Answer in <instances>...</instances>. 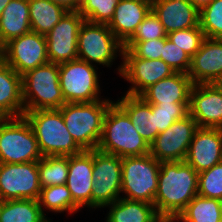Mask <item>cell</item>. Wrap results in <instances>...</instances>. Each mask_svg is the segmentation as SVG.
<instances>
[{
	"mask_svg": "<svg viewBox=\"0 0 222 222\" xmlns=\"http://www.w3.org/2000/svg\"><path fill=\"white\" fill-rule=\"evenodd\" d=\"M198 172L185 161L161 162L154 207L160 217L177 218L198 195Z\"/></svg>",
	"mask_w": 222,
	"mask_h": 222,
	"instance_id": "6da1fadb",
	"label": "cell"
},
{
	"mask_svg": "<svg viewBox=\"0 0 222 222\" xmlns=\"http://www.w3.org/2000/svg\"><path fill=\"white\" fill-rule=\"evenodd\" d=\"M97 149L120 158L150 153L148 142L135 130L128 114L115 101L105 114Z\"/></svg>",
	"mask_w": 222,
	"mask_h": 222,
	"instance_id": "7a4b0ae2",
	"label": "cell"
},
{
	"mask_svg": "<svg viewBox=\"0 0 222 222\" xmlns=\"http://www.w3.org/2000/svg\"><path fill=\"white\" fill-rule=\"evenodd\" d=\"M112 100H96L83 103H65L59 110L69 133L82 150L97 149L103 121Z\"/></svg>",
	"mask_w": 222,
	"mask_h": 222,
	"instance_id": "3957f363",
	"label": "cell"
},
{
	"mask_svg": "<svg viewBox=\"0 0 222 222\" xmlns=\"http://www.w3.org/2000/svg\"><path fill=\"white\" fill-rule=\"evenodd\" d=\"M31 125L42 156H71L83 150L76 144L65 126L59 109L24 112Z\"/></svg>",
	"mask_w": 222,
	"mask_h": 222,
	"instance_id": "277c9868",
	"label": "cell"
},
{
	"mask_svg": "<svg viewBox=\"0 0 222 222\" xmlns=\"http://www.w3.org/2000/svg\"><path fill=\"white\" fill-rule=\"evenodd\" d=\"M24 112L40 109H59L64 104L59 64L48 62L22 75Z\"/></svg>",
	"mask_w": 222,
	"mask_h": 222,
	"instance_id": "5b68a950",
	"label": "cell"
},
{
	"mask_svg": "<svg viewBox=\"0 0 222 222\" xmlns=\"http://www.w3.org/2000/svg\"><path fill=\"white\" fill-rule=\"evenodd\" d=\"M33 129L24 116L0 122V163H26L42 158Z\"/></svg>",
	"mask_w": 222,
	"mask_h": 222,
	"instance_id": "8992f818",
	"label": "cell"
},
{
	"mask_svg": "<svg viewBox=\"0 0 222 222\" xmlns=\"http://www.w3.org/2000/svg\"><path fill=\"white\" fill-rule=\"evenodd\" d=\"M160 161L150 153L122 158L121 193L129 200L154 204L158 188Z\"/></svg>",
	"mask_w": 222,
	"mask_h": 222,
	"instance_id": "52a82bcc",
	"label": "cell"
},
{
	"mask_svg": "<svg viewBox=\"0 0 222 222\" xmlns=\"http://www.w3.org/2000/svg\"><path fill=\"white\" fill-rule=\"evenodd\" d=\"M124 45L112 33L107 24L84 21L78 34V59L89 64L111 67ZM119 53V54H118ZM118 54V55H117Z\"/></svg>",
	"mask_w": 222,
	"mask_h": 222,
	"instance_id": "ba28073f",
	"label": "cell"
},
{
	"mask_svg": "<svg viewBox=\"0 0 222 222\" xmlns=\"http://www.w3.org/2000/svg\"><path fill=\"white\" fill-rule=\"evenodd\" d=\"M95 65L80 59L59 64V83L65 103L93 102L101 99L99 75Z\"/></svg>",
	"mask_w": 222,
	"mask_h": 222,
	"instance_id": "9c48e42d",
	"label": "cell"
},
{
	"mask_svg": "<svg viewBox=\"0 0 222 222\" xmlns=\"http://www.w3.org/2000/svg\"><path fill=\"white\" fill-rule=\"evenodd\" d=\"M122 158L93 150L94 184L91 208H103L121 198Z\"/></svg>",
	"mask_w": 222,
	"mask_h": 222,
	"instance_id": "30bf717a",
	"label": "cell"
},
{
	"mask_svg": "<svg viewBox=\"0 0 222 222\" xmlns=\"http://www.w3.org/2000/svg\"><path fill=\"white\" fill-rule=\"evenodd\" d=\"M40 193L38 161L0 163V201L38 200Z\"/></svg>",
	"mask_w": 222,
	"mask_h": 222,
	"instance_id": "8fae6325",
	"label": "cell"
},
{
	"mask_svg": "<svg viewBox=\"0 0 222 222\" xmlns=\"http://www.w3.org/2000/svg\"><path fill=\"white\" fill-rule=\"evenodd\" d=\"M2 60L20 76L49 62L44 35L30 31L1 47Z\"/></svg>",
	"mask_w": 222,
	"mask_h": 222,
	"instance_id": "7c38bea8",
	"label": "cell"
},
{
	"mask_svg": "<svg viewBox=\"0 0 222 222\" xmlns=\"http://www.w3.org/2000/svg\"><path fill=\"white\" fill-rule=\"evenodd\" d=\"M199 128L188 114L159 133L150 144V154L160 162L185 161L190 143Z\"/></svg>",
	"mask_w": 222,
	"mask_h": 222,
	"instance_id": "4fadbf2b",
	"label": "cell"
},
{
	"mask_svg": "<svg viewBox=\"0 0 222 222\" xmlns=\"http://www.w3.org/2000/svg\"><path fill=\"white\" fill-rule=\"evenodd\" d=\"M121 59L117 70L121 78L132 84L126 92L128 95L139 96L149 86L175 73L163 60L138 58L129 49H123Z\"/></svg>",
	"mask_w": 222,
	"mask_h": 222,
	"instance_id": "5bb4252c",
	"label": "cell"
},
{
	"mask_svg": "<svg viewBox=\"0 0 222 222\" xmlns=\"http://www.w3.org/2000/svg\"><path fill=\"white\" fill-rule=\"evenodd\" d=\"M85 18L79 13L66 12L45 36L47 55L51 63H64L78 59V34Z\"/></svg>",
	"mask_w": 222,
	"mask_h": 222,
	"instance_id": "9a60e30c",
	"label": "cell"
},
{
	"mask_svg": "<svg viewBox=\"0 0 222 222\" xmlns=\"http://www.w3.org/2000/svg\"><path fill=\"white\" fill-rule=\"evenodd\" d=\"M189 114L199 127L222 128V92L214 84H193Z\"/></svg>",
	"mask_w": 222,
	"mask_h": 222,
	"instance_id": "2e32d148",
	"label": "cell"
},
{
	"mask_svg": "<svg viewBox=\"0 0 222 222\" xmlns=\"http://www.w3.org/2000/svg\"><path fill=\"white\" fill-rule=\"evenodd\" d=\"M185 162L198 173L222 162V128L199 127L192 138Z\"/></svg>",
	"mask_w": 222,
	"mask_h": 222,
	"instance_id": "e0dca14e",
	"label": "cell"
},
{
	"mask_svg": "<svg viewBox=\"0 0 222 222\" xmlns=\"http://www.w3.org/2000/svg\"><path fill=\"white\" fill-rule=\"evenodd\" d=\"M93 182V150H83L69 156L66 186L71 192L73 202L80 209L83 206L91 208Z\"/></svg>",
	"mask_w": 222,
	"mask_h": 222,
	"instance_id": "ac0fdd59",
	"label": "cell"
},
{
	"mask_svg": "<svg viewBox=\"0 0 222 222\" xmlns=\"http://www.w3.org/2000/svg\"><path fill=\"white\" fill-rule=\"evenodd\" d=\"M188 76L193 84H214L222 78V39L203 40L191 57Z\"/></svg>",
	"mask_w": 222,
	"mask_h": 222,
	"instance_id": "d6986e66",
	"label": "cell"
},
{
	"mask_svg": "<svg viewBox=\"0 0 222 222\" xmlns=\"http://www.w3.org/2000/svg\"><path fill=\"white\" fill-rule=\"evenodd\" d=\"M193 86L191 78L183 72H175L149 86L139 96L148 104L189 103Z\"/></svg>",
	"mask_w": 222,
	"mask_h": 222,
	"instance_id": "ffe728a7",
	"label": "cell"
},
{
	"mask_svg": "<svg viewBox=\"0 0 222 222\" xmlns=\"http://www.w3.org/2000/svg\"><path fill=\"white\" fill-rule=\"evenodd\" d=\"M151 10L167 34L199 26V11L187 0H155Z\"/></svg>",
	"mask_w": 222,
	"mask_h": 222,
	"instance_id": "44dd1931",
	"label": "cell"
},
{
	"mask_svg": "<svg viewBox=\"0 0 222 222\" xmlns=\"http://www.w3.org/2000/svg\"><path fill=\"white\" fill-rule=\"evenodd\" d=\"M149 4L132 0H119L111 21L107 24L117 39L125 45L138 26L151 11Z\"/></svg>",
	"mask_w": 222,
	"mask_h": 222,
	"instance_id": "7402d4cb",
	"label": "cell"
},
{
	"mask_svg": "<svg viewBox=\"0 0 222 222\" xmlns=\"http://www.w3.org/2000/svg\"><path fill=\"white\" fill-rule=\"evenodd\" d=\"M0 114L4 118L24 115L22 76L3 60L0 61Z\"/></svg>",
	"mask_w": 222,
	"mask_h": 222,
	"instance_id": "603a6c76",
	"label": "cell"
},
{
	"mask_svg": "<svg viewBox=\"0 0 222 222\" xmlns=\"http://www.w3.org/2000/svg\"><path fill=\"white\" fill-rule=\"evenodd\" d=\"M115 102L128 114L135 130L150 145L159 134L155 114H152V104H148L140 96L128 94Z\"/></svg>",
	"mask_w": 222,
	"mask_h": 222,
	"instance_id": "cb8c5ba5",
	"label": "cell"
},
{
	"mask_svg": "<svg viewBox=\"0 0 222 222\" xmlns=\"http://www.w3.org/2000/svg\"><path fill=\"white\" fill-rule=\"evenodd\" d=\"M30 31L28 0H11L0 16V46Z\"/></svg>",
	"mask_w": 222,
	"mask_h": 222,
	"instance_id": "d4e9b609",
	"label": "cell"
},
{
	"mask_svg": "<svg viewBox=\"0 0 222 222\" xmlns=\"http://www.w3.org/2000/svg\"><path fill=\"white\" fill-rule=\"evenodd\" d=\"M110 208L106 222H157L161 217L153 204L119 198L106 205Z\"/></svg>",
	"mask_w": 222,
	"mask_h": 222,
	"instance_id": "484cf974",
	"label": "cell"
},
{
	"mask_svg": "<svg viewBox=\"0 0 222 222\" xmlns=\"http://www.w3.org/2000/svg\"><path fill=\"white\" fill-rule=\"evenodd\" d=\"M0 222H51L43 214L38 200L0 201Z\"/></svg>",
	"mask_w": 222,
	"mask_h": 222,
	"instance_id": "4316f807",
	"label": "cell"
},
{
	"mask_svg": "<svg viewBox=\"0 0 222 222\" xmlns=\"http://www.w3.org/2000/svg\"><path fill=\"white\" fill-rule=\"evenodd\" d=\"M30 27L46 36L67 12L49 0H28Z\"/></svg>",
	"mask_w": 222,
	"mask_h": 222,
	"instance_id": "83f0119b",
	"label": "cell"
},
{
	"mask_svg": "<svg viewBox=\"0 0 222 222\" xmlns=\"http://www.w3.org/2000/svg\"><path fill=\"white\" fill-rule=\"evenodd\" d=\"M222 222V201L196 195L177 216V222Z\"/></svg>",
	"mask_w": 222,
	"mask_h": 222,
	"instance_id": "f1b7e54d",
	"label": "cell"
},
{
	"mask_svg": "<svg viewBox=\"0 0 222 222\" xmlns=\"http://www.w3.org/2000/svg\"><path fill=\"white\" fill-rule=\"evenodd\" d=\"M69 156H44L38 160L41 188L66 184Z\"/></svg>",
	"mask_w": 222,
	"mask_h": 222,
	"instance_id": "f546056e",
	"label": "cell"
},
{
	"mask_svg": "<svg viewBox=\"0 0 222 222\" xmlns=\"http://www.w3.org/2000/svg\"><path fill=\"white\" fill-rule=\"evenodd\" d=\"M38 202L45 216V209L55 213L67 211L71 214L73 212L77 213L80 209L73 202L71 192L67 188L66 184L41 188ZM43 207H45V209Z\"/></svg>",
	"mask_w": 222,
	"mask_h": 222,
	"instance_id": "4dcf8cb0",
	"label": "cell"
},
{
	"mask_svg": "<svg viewBox=\"0 0 222 222\" xmlns=\"http://www.w3.org/2000/svg\"><path fill=\"white\" fill-rule=\"evenodd\" d=\"M119 0H84L79 13L91 23L108 24Z\"/></svg>",
	"mask_w": 222,
	"mask_h": 222,
	"instance_id": "1f68e13d",
	"label": "cell"
},
{
	"mask_svg": "<svg viewBox=\"0 0 222 222\" xmlns=\"http://www.w3.org/2000/svg\"><path fill=\"white\" fill-rule=\"evenodd\" d=\"M199 25L205 38L222 39V0H213L199 12Z\"/></svg>",
	"mask_w": 222,
	"mask_h": 222,
	"instance_id": "d6a6232c",
	"label": "cell"
},
{
	"mask_svg": "<svg viewBox=\"0 0 222 222\" xmlns=\"http://www.w3.org/2000/svg\"><path fill=\"white\" fill-rule=\"evenodd\" d=\"M152 114H155L156 129L161 133L167 130L175 121L189 114V103L152 105Z\"/></svg>",
	"mask_w": 222,
	"mask_h": 222,
	"instance_id": "836d02e7",
	"label": "cell"
},
{
	"mask_svg": "<svg viewBox=\"0 0 222 222\" xmlns=\"http://www.w3.org/2000/svg\"><path fill=\"white\" fill-rule=\"evenodd\" d=\"M198 195L222 201V162L198 174Z\"/></svg>",
	"mask_w": 222,
	"mask_h": 222,
	"instance_id": "e575fe53",
	"label": "cell"
},
{
	"mask_svg": "<svg viewBox=\"0 0 222 222\" xmlns=\"http://www.w3.org/2000/svg\"><path fill=\"white\" fill-rule=\"evenodd\" d=\"M167 38L182 49L188 56L192 57L200 49L205 35L199 25L197 27L168 33Z\"/></svg>",
	"mask_w": 222,
	"mask_h": 222,
	"instance_id": "d590c367",
	"label": "cell"
},
{
	"mask_svg": "<svg viewBox=\"0 0 222 222\" xmlns=\"http://www.w3.org/2000/svg\"><path fill=\"white\" fill-rule=\"evenodd\" d=\"M166 37L167 33L165 32L163 25L151 10L128 42H143Z\"/></svg>",
	"mask_w": 222,
	"mask_h": 222,
	"instance_id": "8d00e7d4",
	"label": "cell"
},
{
	"mask_svg": "<svg viewBox=\"0 0 222 222\" xmlns=\"http://www.w3.org/2000/svg\"><path fill=\"white\" fill-rule=\"evenodd\" d=\"M161 60L169 65L175 72H183L186 74L189 72L191 57L167 37L165 38V47L162 51Z\"/></svg>",
	"mask_w": 222,
	"mask_h": 222,
	"instance_id": "74e56055",
	"label": "cell"
},
{
	"mask_svg": "<svg viewBox=\"0 0 222 222\" xmlns=\"http://www.w3.org/2000/svg\"><path fill=\"white\" fill-rule=\"evenodd\" d=\"M165 38L143 42H127L123 49H129L136 57L149 60L161 59Z\"/></svg>",
	"mask_w": 222,
	"mask_h": 222,
	"instance_id": "f35d334b",
	"label": "cell"
},
{
	"mask_svg": "<svg viewBox=\"0 0 222 222\" xmlns=\"http://www.w3.org/2000/svg\"><path fill=\"white\" fill-rule=\"evenodd\" d=\"M62 7L67 12L79 11L80 3L77 0H49Z\"/></svg>",
	"mask_w": 222,
	"mask_h": 222,
	"instance_id": "ab89813d",
	"label": "cell"
},
{
	"mask_svg": "<svg viewBox=\"0 0 222 222\" xmlns=\"http://www.w3.org/2000/svg\"><path fill=\"white\" fill-rule=\"evenodd\" d=\"M191 3L199 12L206 6H208L213 0H187Z\"/></svg>",
	"mask_w": 222,
	"mask_h": 222,
	"instance_id": "60d3db41",
	"label": "cell"
},
{
	"mask_svg": "<svg viewBox=\"0 0 222 222\" xmlns=\"http://www.w3.org/2000/svg\"><path fill=\"white\" fill-rule=\"evenodd\" d=\"M11 0H0V16L3 12V9L8 5Z\"/></svg>",
	"mask_w": 222,
	"mask_h": 222,
	"instance_id": "b9f144b4",
	"label": "cell"
},
{
	"mask_svg": "<svg viewBox=\"0 0 222 222\" xmlns=\"http://www.w3.org/2000/svg\"><path fill=\"white\" fill-rule=\"evenodd\" d=\"M177 218L161 217L157 222H175Z\"/></svg>",
	"mask_w": 222,
	"mask_h": 222,
	"instance_id": "7bdbcfd3",
	"label": "cell"
},
{
	"mask_svg": "<svg viewBox=\"0 0 222 222\" xmlns=\"http://www.w3.org/2000/svg\"><path fill=\"white\" fill-rule=\"evenodd\" d=\"M132 1H138V2H142L144 4H149L152 7L155 0H132Z\"/></svg>",
	"mask_w": 222,
	"mask_h": 222,
	"instance_id": "ee69618b",
	"label": "cell"
},
{
	"mask_svg": "<svg viewBox=\"0 0 222 222\" xmlns=\"http://www.w3.org/2000/svg\"><path fill=\"white\" fill-rule=\"evenodd\" d=\"M217 87L221 90L222 92V78L220 80H218L216 83Z\"/></svg>",
	"mask_w": 222,
	"mask_h": 222,
	"instance_id": "f6af8a7d",
	"label": "cell"
},
{
	"mask_svg": "<svg viewBox=\"0 0 222 222\" xmlns=\"http://www.w3.org/2000/svg\"><path fill=\"white\" fill-rule=\"evenodd\" d=\"M2 60L1 46H0V61Z\"/></svg>",
	"mask_w": 222,
	"mask_h": 222,
	"instance_id": "bcb514c9",
	"label": "cell"
},
{
	"mask_svg": "<svg viewBox=\"0 0 222 222\" xmlns=\"http://www.w3.org/2000/svg\"><path fill=\"white\" fill-rule=\"evenodd\" d=\"M4 119V117L0 114V122Z\"/></svg>",
	"mask_w": 222,
	"mask_h": 222,
	"instance_id": "7dc6e473",
	"label": "cell"
},
{
	"mask_svg": "<svg viewBox=\"0 0 222 222\" xmlns=\"http://www.w3.org/2000/svg\"><path fill=\"white\" fill-rule=\"evenodd\" d=\"M80 4L84 1V0H77Z\"/></svg>",
	"mask_w": 222,
	"mask_h": 222,
	"instance_id": "c3c4849f",
	"label": "cell"
}]
</instances>
